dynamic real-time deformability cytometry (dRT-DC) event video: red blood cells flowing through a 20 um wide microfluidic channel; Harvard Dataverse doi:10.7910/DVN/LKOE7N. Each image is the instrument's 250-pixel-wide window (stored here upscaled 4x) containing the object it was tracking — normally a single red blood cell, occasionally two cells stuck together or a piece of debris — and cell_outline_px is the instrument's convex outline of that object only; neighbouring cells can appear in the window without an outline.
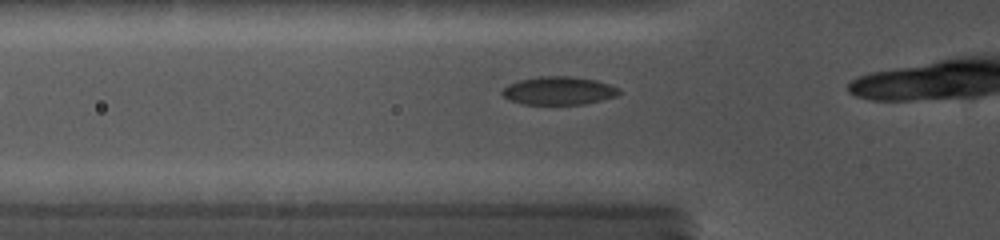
{"species": "common noctule bat (a hibernating species)", "species_latin": "Nyctalus noctula", "temperature_condition": "cold", "stored_images_in_passage": 14, "camera_frame_rate_fps": 5000, "um_per_image_px": 0.085, "animal": {"sex": "female", "body_mass_g": 19.0, "forearm_length_mm": 56.7}, "frame": {"image": 1, "passage_image": 7, "time_ms": 1.4, "image_size_px": [1000, 240], "cell_outline_px": [[620, 92], [616, 96], [584, 104], [524, 104], [512, 100], [504, 96], [500, 92], [508, 84], [520, 80], [540, 76], [572, 76], [596, 80], [620, 88]], "centroid_in_image_um": [47.5, 7.7], "position_along_channel_um": 78.3, "area_um2": 19.02}}